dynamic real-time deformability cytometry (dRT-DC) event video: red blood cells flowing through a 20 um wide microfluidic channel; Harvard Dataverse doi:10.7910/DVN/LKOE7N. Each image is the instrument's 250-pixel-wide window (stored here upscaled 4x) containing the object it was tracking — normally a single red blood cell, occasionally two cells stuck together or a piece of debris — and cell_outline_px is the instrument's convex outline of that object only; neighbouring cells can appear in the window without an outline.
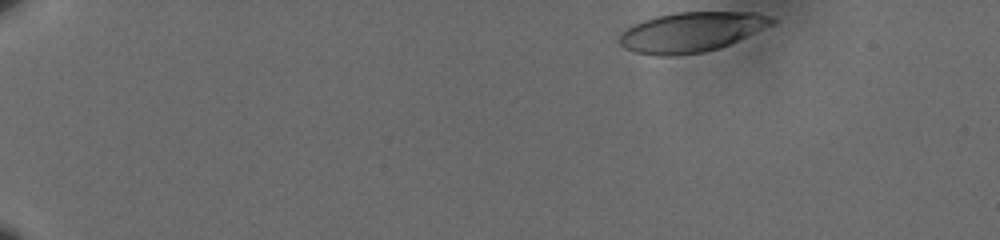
{"species": "human", "species_latin": "Homo sapiens", "temperature_condition": "cold", "stored_images_in_passage": 47, "camera_frame_rate_fps": 3000, "um_per_image_px": 0.085, "donor": {"sex": "male"}, "frame": {"image": 1, "passage_image": 1, "time_ms": 0.0, "image_size_px": [1000, 240], "cell_outline_px": [[776, 24], [720, 48], [704, 52], [676, 56], [656, 56], [636, 52], [624, 48], [620, 44], [620, 32], [632, 24], [656, 16], [676, 12], [756, 12], [768, 16], [776, 20]], "centroid_in_image_um": [58.77, 2.72], "position_along_channel_um": 26.2, "area_um2": 35.72}}
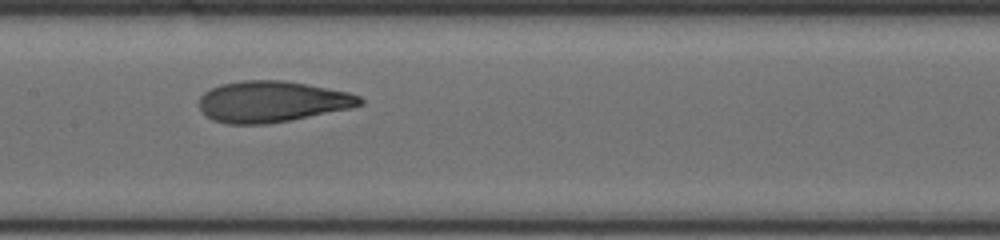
{"frame": {"image": 2, "passage_image": 25, "time_ms": 8.0, "image_size_px": [1000, 240], "cell_outline_px": [[364, 104], [348, 108], [268, 124], [228, 124], [212, 120], [200, 108], [200, 96], [204, 92], [220, 84], [240, 80], [284, 80], [308, 84], [348, 92], [360, 96], [364, 100]], "centroid_in_image_um": [23.11, 8.62], "position_along_channel_um": 184.3, "area_um2": 38.32}}
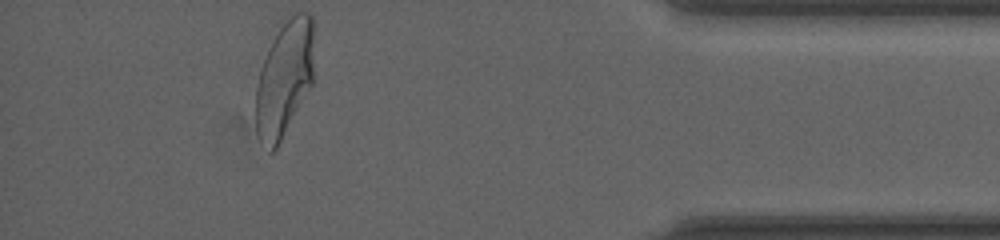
{"frame": {"image": 3, "passage_image": 47, "time_ms": 15.333, "image_size_px": [1000, 240], "cell_outline_px": [[312, 84], [276, 148], [272, 152], [268, 152], [256, 132], [256, 88], [260, 68], [268, 48], [280, 28], [296, 12], [308, 12], [312, 16]], "centroid_in_image_um": [24.15, 6.71], "position_along_channel_um": 411.1, "area_um2": 38.55}, "authors_computed_cell_mechanics": {"area_um2": 37.6278, "velocity_mm_per_s": 3.579, "shape_relaxation_time_tau1_ms": 5.2078, "shape_relaxation_time_tau2_ms": 1.2808, "deformation_change_tau1": 0.2096, "deformation_change_tau2": 0.0865}}